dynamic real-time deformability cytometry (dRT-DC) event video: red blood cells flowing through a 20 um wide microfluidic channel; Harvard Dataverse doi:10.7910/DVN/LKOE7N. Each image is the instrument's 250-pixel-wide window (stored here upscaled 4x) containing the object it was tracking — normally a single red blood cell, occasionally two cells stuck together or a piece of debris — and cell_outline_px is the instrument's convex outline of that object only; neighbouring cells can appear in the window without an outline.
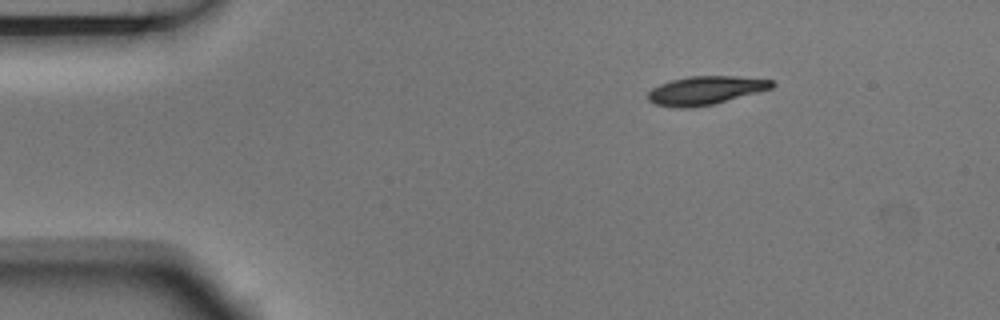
{"species": "Egyptian fruit bat (a non-hibernating species)", "species_latin": "Rousettus aegyptiacus", "temperature_condition": "room temperature", "stored_images_in_passage": 4, "segment_of_instrument_passage": [1, 2], "camera_frame_rate_fps": 3000, "um_per_image_px": 0.085, "animal": {"sex": "male"}, "frame": {"image": 1, "passage_image": 1, "time_ms": 0.0, "image_size_px": [1000, 320], "cell_outline_px": [[776, 84], [772, 88], [712, 104], [692, 108], [680, 108], [656, 104], [648, 100], [648, 92], [652, 88], [660, 84], [672, 80], [688, 76], [736, 76], [776, 80]], "centroid_in_image_um": [59.98, 7.67], "position_along_channel_um": 25.0, "area_um2": 20.46}}